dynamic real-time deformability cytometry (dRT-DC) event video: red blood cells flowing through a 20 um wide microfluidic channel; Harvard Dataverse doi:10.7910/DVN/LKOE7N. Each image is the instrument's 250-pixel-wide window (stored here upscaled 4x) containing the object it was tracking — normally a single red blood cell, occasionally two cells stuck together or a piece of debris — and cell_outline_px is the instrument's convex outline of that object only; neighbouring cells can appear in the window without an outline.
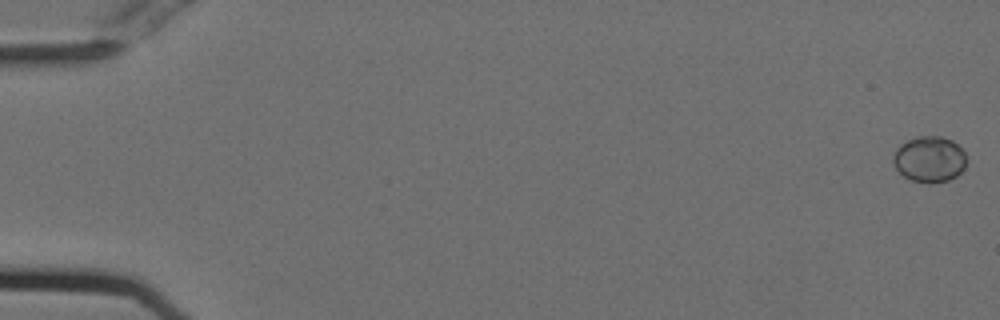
{"species": "Egyptian fruit bat (a non-hibernating species)", "species_latin": "Rousettus aegyptiacus", "temperature_condition": "cold", "stored_images_in_passage": 7, "camera_frame_rate_fps": 3000, "um_per_image_px": 0.085, "animal": {"sex": "female"}, "frame": {"image": 1, "passage_image": 1, "time_ms": 0.0, "image_size_px": [1000, 320], "cell_outline_px": [[968, 160], [964, 168], [956, 176], [948, 180], [912, 180], [904, 176], [896, 168], [892, 160], [892, 156], [896, 148], [900, 144], [916, 136], [940, 136], [952, 140], [964, 152]], "centroid_in_image_um": [79.0, 13.48], "position_along_channel_um": 6.0, "area_um2": 19.25}}